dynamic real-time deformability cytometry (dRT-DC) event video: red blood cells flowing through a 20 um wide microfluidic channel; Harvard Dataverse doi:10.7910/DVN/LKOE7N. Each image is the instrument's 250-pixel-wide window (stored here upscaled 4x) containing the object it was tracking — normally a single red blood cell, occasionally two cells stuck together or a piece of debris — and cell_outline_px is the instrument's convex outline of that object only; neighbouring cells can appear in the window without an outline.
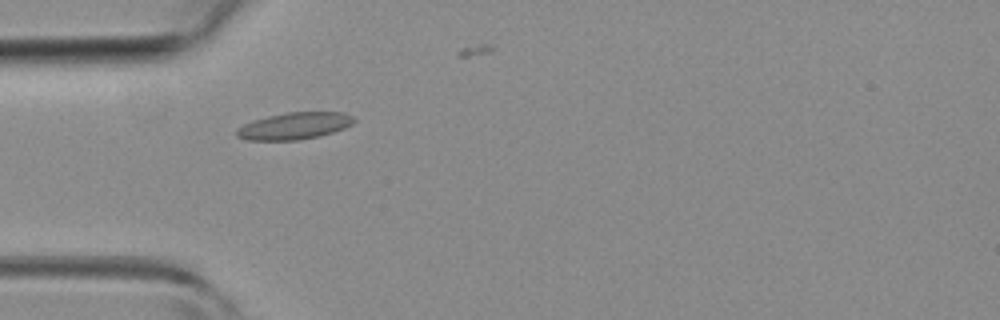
{"species": "common noctule bat (a hibernating species)", "species_latin": "Nyctalus noctula", "temperature_condition": "room temperature", "stored_images_in_passage": 5, "camera_frame_rate_fps": 3000, "um_per_image_px": 0.085, "animal": {"sex": "female", "body_mass_g": 19.3, "forearm_length_mm": 54.1}, "frame": {"image": 1, "passage_image": 2, "time_ms": 2.333, "image_size_px": [1000, 320], "cell_outline_px": [[356, 120], [352, 124], [344, 128], [320, 136], [300, 140], [248, 140], [236, 136], [236, 128], [252, 120], [268, 116], [288, 112], [344, 112], [352, 116]], "centroid_in_image_um": [25.01, 10.7], "position_along_channel_um": 60.0, "area_um2": 18.44}}
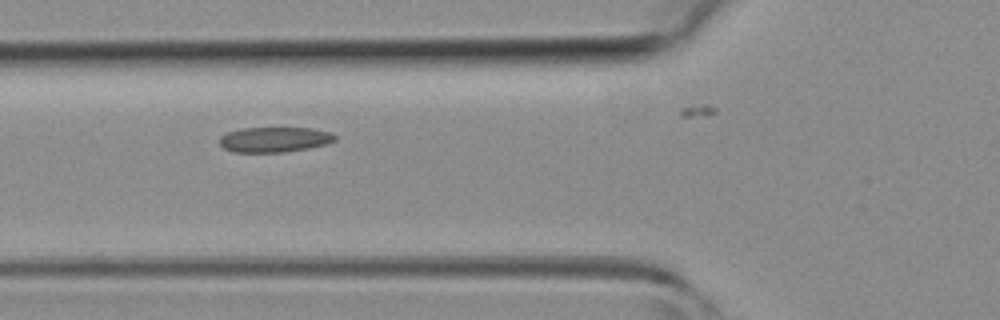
{"frame": {"image": 2, "passage_image": 3, "time_ms": 3.333, "image_size_px": [1000, 320], "cell_outline_px": [[336, 140], [324, 144], [308, 148], [284, 152], [232, 152], [224, 148], [220, 144], [220, 136], [228, 132], [240, 128], [312, 128], [332, 132], [336, 136]], "centroid_in_image_um": [23.32, 11.85], "position_along_channel_um": 102.5, "area_um2": 16.94}}
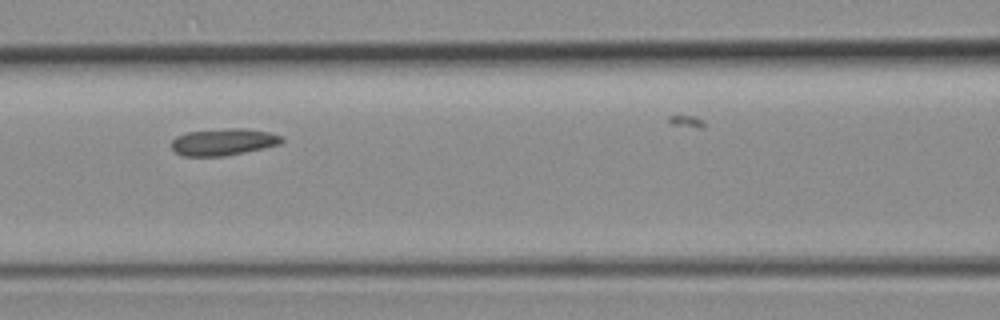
{"frame": {"image": 3, "passage_image": 4, "time_ms": 4.333, "image_size_px": [1000, 320], "cell_outline_px": [[284, 140], [280, 144], [244, 152], [224, 156], [184, 156], [176, 152], [172, 148], [172, 140], [176, 136], [188, 132], [228, 128], [244, 128], [268, 132], [284, 136]], "centroid_in_image_um": [19.0, 12.06], "position_along_channel_um": 147.6, "area_um2": 17.17}}